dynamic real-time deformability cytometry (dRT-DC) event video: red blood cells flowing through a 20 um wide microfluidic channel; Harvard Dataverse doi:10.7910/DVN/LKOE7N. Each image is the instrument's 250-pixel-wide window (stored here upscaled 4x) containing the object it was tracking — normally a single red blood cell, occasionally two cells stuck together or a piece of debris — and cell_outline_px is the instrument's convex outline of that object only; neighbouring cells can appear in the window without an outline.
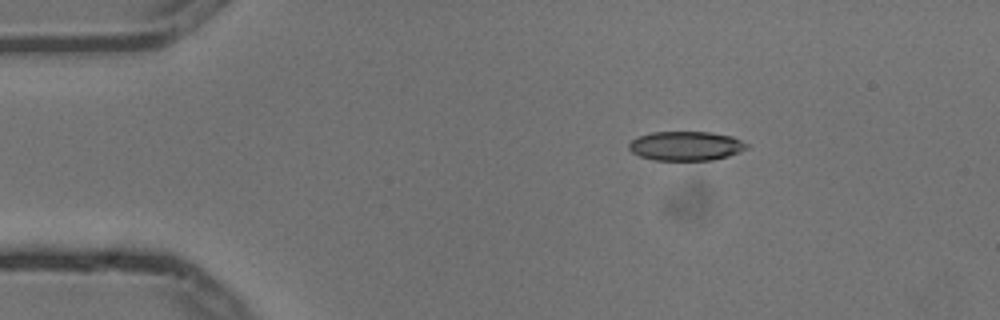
{"species": "common noctule bat (a hibernating species)", "species_latin": "Nyctalus noctula", "temperature_condition": "cold", "stored_images_in_passage": 6, "camera_frame_rate_fps": 3000, "um_per_image_px": 0.085, "animal": {"sex": "male", "body_mass_g": 13.3}, "frame": {"image": 1, "passage_image": 3, "time_ms": 0.667, "image_size_px": [1000, 320], "cell_outline_px": [[748, 148], [740, 152], [728, 156], [712, 160], [656, 160], [640, 156], [632, 152], [628, 148], [628, 144], [632, 140], [640, 136], [652, 132], [712, 132], [732, 136], [748, 144]], "centroid_in_image_um": [58.32, 12.4], "position_along_channel_um": 26.7, "area_um2": 20.06}}
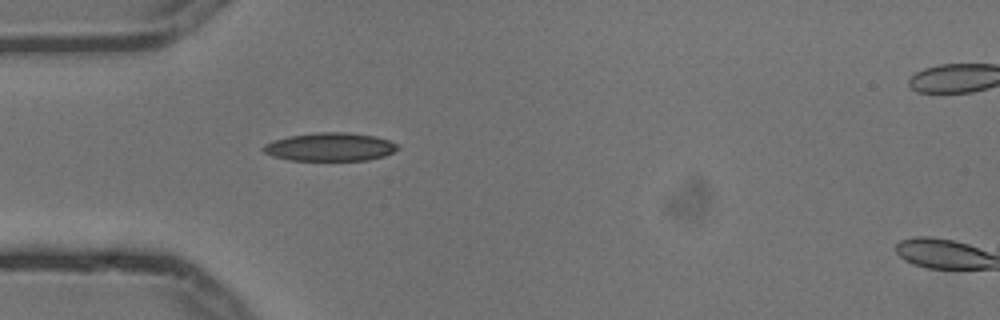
{"frame": {"image": 2, "passage_image": 5, "time_ms": 1.333, "image_size_px": [1000, 320], "cell_outline_px": [[400, 148], [384, 156], [368, 160], [288, 160], [272, 156], [264, 152], [260, 148], [264, 144], [272, 140], [288, 136], [320, 132], [344, 132], [376, 136], [388, 140], [396, 144]], "centroid_in_image_um": [28.01, 12.49], "position_along_channel_um": 57.0, "area_um2": 22.2}}